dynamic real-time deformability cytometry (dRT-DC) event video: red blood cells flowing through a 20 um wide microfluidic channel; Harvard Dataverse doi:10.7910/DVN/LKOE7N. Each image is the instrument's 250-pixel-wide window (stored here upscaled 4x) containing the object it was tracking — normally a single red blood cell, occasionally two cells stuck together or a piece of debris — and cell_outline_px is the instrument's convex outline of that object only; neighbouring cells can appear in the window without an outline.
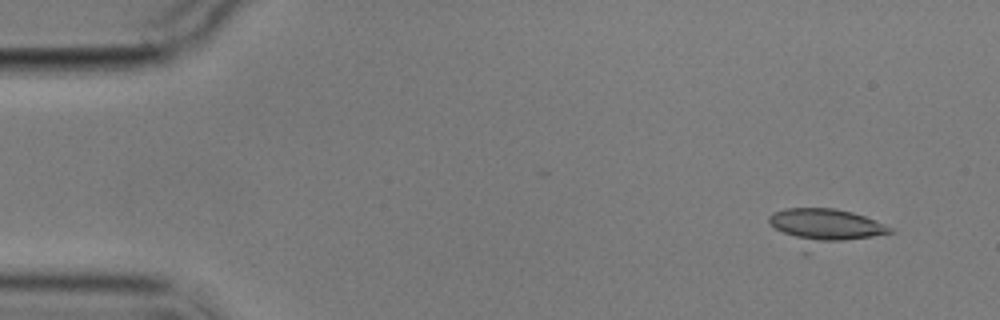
{"species": "common noctule bat (a hibernating species)", "species_latin": "Nyctalus noctula", "temperature_condition": "cold", "stored_images_in_passage": 5, "camera_frame_rate_fps": 3000, "um_per_image_px": 0.085, "animal": {"sex": "male", "body_mass_g": 17.9}, "frame": {"image": 1, "passage_image": 1, "time_ms": 0.0, "image_size_px": [1000, 320], "cell_outline_px": [[896, 232], [808, 256], [804, 256], [768, 220], [768, 216], [772, 212], [784, 208], [836, 208], [852, 212], [864, 216], [884, 224], [892, 228]], "centroid_in_image_um": [70.13, 19.41], "position_along_channel_um": 14.9, "area_um2": 27.57}}
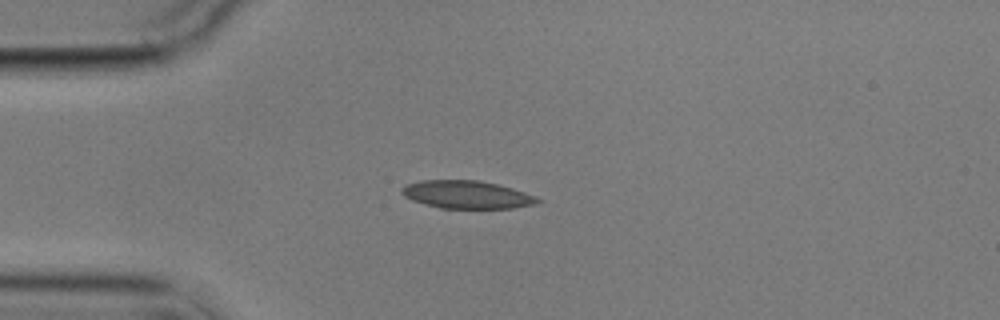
{"frame": {"image": 2, "passage_image": 4, "time_ms": 3.333, "image_size_px": [1000, 320], "cell_outline_px": [[544, 200], [536, 204], [512, 208], [440, 208], [424, 204], [412, 200], [404, 196], [400, 192], [400, 188], [408, 184], [420, 180], [476, 180], [496, 184], [512, 188], [536, 196]], "centroid_in_image_um": [39.68, 16.54], "position_along_channel_um": 45.3, "area_um2": 22.08}}